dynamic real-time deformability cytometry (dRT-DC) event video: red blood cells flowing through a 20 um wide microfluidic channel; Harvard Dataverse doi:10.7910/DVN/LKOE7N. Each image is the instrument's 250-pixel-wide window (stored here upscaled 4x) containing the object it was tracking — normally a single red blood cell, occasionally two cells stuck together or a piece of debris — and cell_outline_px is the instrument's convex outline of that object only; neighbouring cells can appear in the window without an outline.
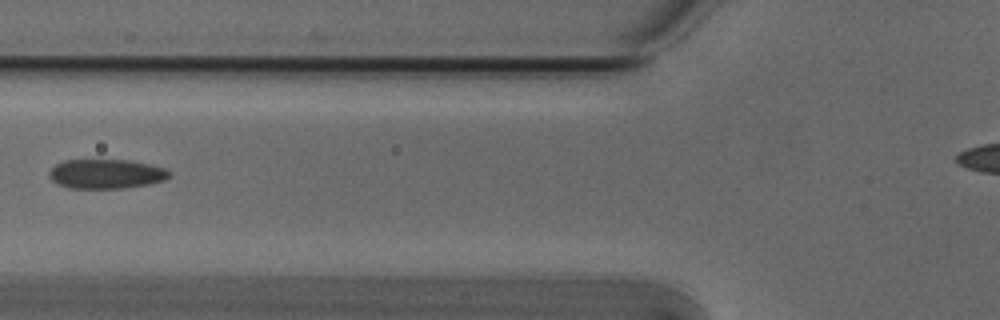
{"species": "Egyptian fruit bat (a non-hibernating species)", "species_latin": "Rousettus aegyptiacus", "temperature_condition": "cold", "stored_images_in_passage": 3, "camera_frame_rate_fps": 3000, "um_per_image_px": 0.085, "animal": {"sex": "male"}, "frame": {"image": 1, "passage_image": 3, "time_ms": 0.667, "image_size_px": [1000, 320], "cell_outline_px": [[172, 176], [164, 180], [148, 184], [124, 188], [68, 188], [56, 184], [48, 176], [48, 172], [56, 164], [64, 160], [128, 160], [148, 164], [164, 168], [172, 172]], "centroid_in_image_um": [9.01, 14.78], "position_along_channel_um": 116.8, "area_um2": 20.69}}